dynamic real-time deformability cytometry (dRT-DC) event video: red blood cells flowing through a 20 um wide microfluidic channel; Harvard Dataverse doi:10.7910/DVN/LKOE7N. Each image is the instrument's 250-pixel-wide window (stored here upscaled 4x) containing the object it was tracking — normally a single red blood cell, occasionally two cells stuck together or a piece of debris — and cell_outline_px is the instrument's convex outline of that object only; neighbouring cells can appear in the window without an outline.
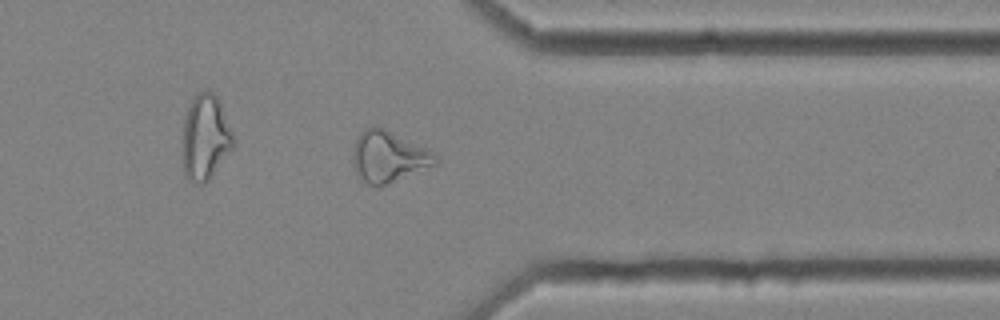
{"species": "common noctule bat (a hibernating species)", "species_latin": "Nyctalus noctula", "temperature_condition": "cold", "stored_images_in_passage": 43, "camera_frame_rate_fps": 3000, "um_per_image_px": 0.085, "animal": {"sex": "female", "body_mass_g": 25.1}, "frame": {"image": 1, "passage_image": 31, "time_ms": 10.0, "image_size_px": [1000, 320], "cell_outline_px": [[440, 160], [436, 164], [376, 188], [360, 180], [356, 176], [352, 156], [352, 152], [356, 140], [360, 132], [364, 128], [384, 128], [428, 148], [436, 152]], "centroid_in_image_um": [33.02, 13.33], "position_along_channel_um": 378.4, "area_um2": 24.74}, "authors_computed_cell_mechanics": {"area_um2": 22.7154, "velocity_mm_per_s": 3.5569, "shape_relaxation_time_tau1_ms": null, "shape_relaxation_time_tau2_ms": 4.4572, "deformation_change_tau1": null, "deformation_change_tau2": 0.1382}}